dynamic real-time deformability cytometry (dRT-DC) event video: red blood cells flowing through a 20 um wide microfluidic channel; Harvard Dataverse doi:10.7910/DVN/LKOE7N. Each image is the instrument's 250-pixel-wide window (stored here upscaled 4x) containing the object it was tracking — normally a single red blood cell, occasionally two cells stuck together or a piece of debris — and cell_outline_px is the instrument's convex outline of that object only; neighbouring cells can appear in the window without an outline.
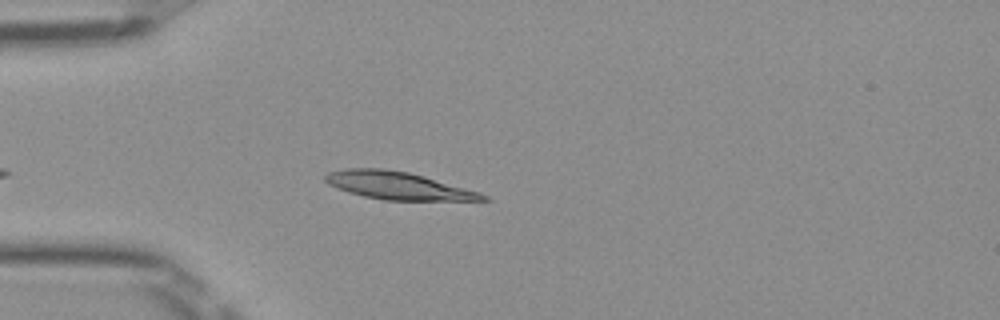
{"species": "Egyptian fruit bat (a non-hibernating species)", "species_latin": "Rousettus aegyptiacus", "temperature_condition": "room temperature", "stored_images_in_passage": 40, "camera_frame_rate_fps": 3000, "um_per_image_px": 0.085, "frame": {"image": 1, "passage_image": 6, "time_ms": 1.667, "image_size_px": [1000, 320], "cell_outline_px": [[492, 200], [384, 200], [364, 196], [348, 192], [328, 184], [324, 180], [324, 176], [328, 172], [344, 168], [384, 168], [408, 172], [424, 176], [480, 192], [488, 196]], "centroid_in_image_um": [33.81, 15.77], "position_along_channel_um": 51.2, "area_um2": 25.32}}
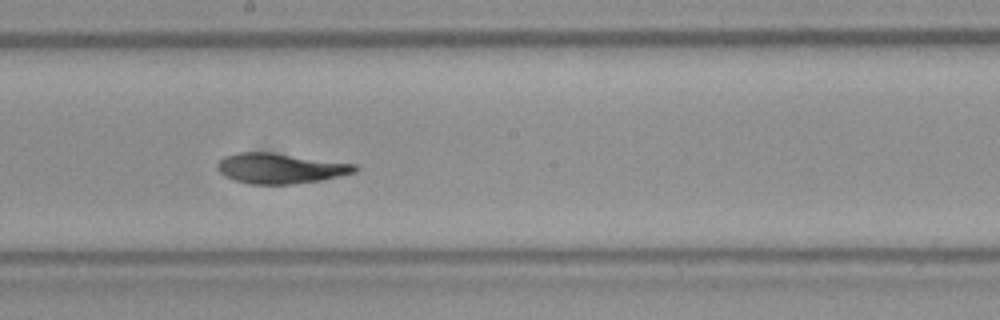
{"frame": {"image": 2, "passage_image": 20, "time_ms": 6.333, "image_size_px": [1000, 320], "cell_outline_px": [[360, 168], [356, 172], [320, 180], [292, 184], [252, 184], [236, 180], [224, 176], [220, 172], [216, 164], [224, 156], [240, 152], [272, 152], [356, 164]], "centroid_in_image_um": [23.83, 14.3], "position_along_channel_um": 224.4, "area_um2": 24.16}}
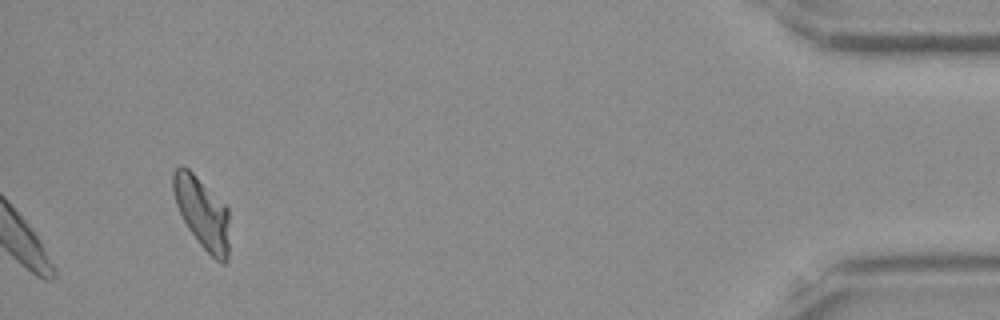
{"frame": {"image": 3, "passage_image": 40, "time_ms": 13.0, "image_size_px": [1000, 320], "cell_outline_px": [[228, 260], [224, 264], [220, 264], [200, 244], [188, 228], [176, 204], [172, 188], [172, 172], [180, 164], [188, 168], [228, 208]], "centroid_in_image_um": [17.17, 18.09], "position_along_channel_um": 418.0, "area_um2": 23.12}, "authors_computed_cell_mechanics": {"area_um2": 24.0737, "velocity_mm_per_s": 3.9694, "shape_relaxation_time_tau1_ms": 5.5047, "shape_relaxation_time_tau2_ms": 2.6773, "deformation_change_tau1": 0.2152, "deformation_change_tau2": 0.1006}}